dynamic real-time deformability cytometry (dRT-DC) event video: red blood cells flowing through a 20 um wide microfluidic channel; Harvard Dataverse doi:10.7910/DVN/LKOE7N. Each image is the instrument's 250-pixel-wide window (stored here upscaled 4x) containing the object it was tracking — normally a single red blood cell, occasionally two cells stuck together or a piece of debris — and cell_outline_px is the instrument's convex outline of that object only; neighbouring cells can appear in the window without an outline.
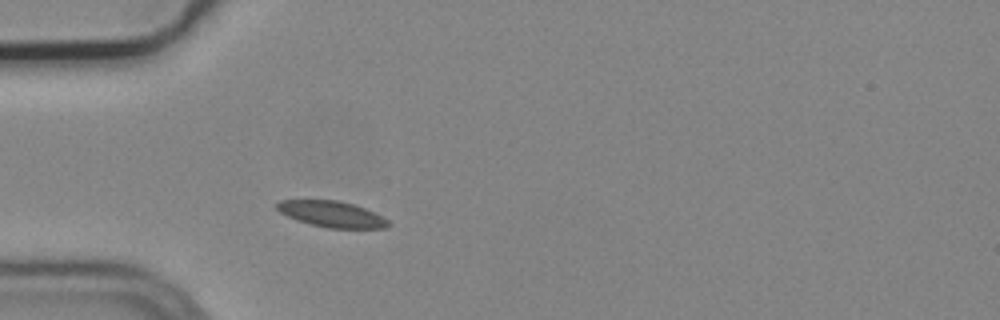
{"species": "common noctule bat (a hibernating species)", "species_latin": "Nyctalus noctula", "temperature_condition": "cold", "stored_images_in_passage": 2, "camera_frame_rate_fps": 3000, "um_per_image_px": 0.085, "animal": {"sex": "male", "body_mass_g": 19.2, "forearm_length_mm": 51.8}, "frame": {"image": 1, "passage_image": 2, "time_ms": 0.333, "image_size_px": [1000, 320], "cell_outline_px": [[392, 224], [384, 228], [328, 228], [296, 220], [280, 212], [276, 208], [276, 204], [280, 200], [336, 200], [352, 204], [364, 208], [388, 220]], "centroid_in_image_um": [28.18, 18.2], "position_along_channel_um": 56.8, "area_um2": 16.65}}